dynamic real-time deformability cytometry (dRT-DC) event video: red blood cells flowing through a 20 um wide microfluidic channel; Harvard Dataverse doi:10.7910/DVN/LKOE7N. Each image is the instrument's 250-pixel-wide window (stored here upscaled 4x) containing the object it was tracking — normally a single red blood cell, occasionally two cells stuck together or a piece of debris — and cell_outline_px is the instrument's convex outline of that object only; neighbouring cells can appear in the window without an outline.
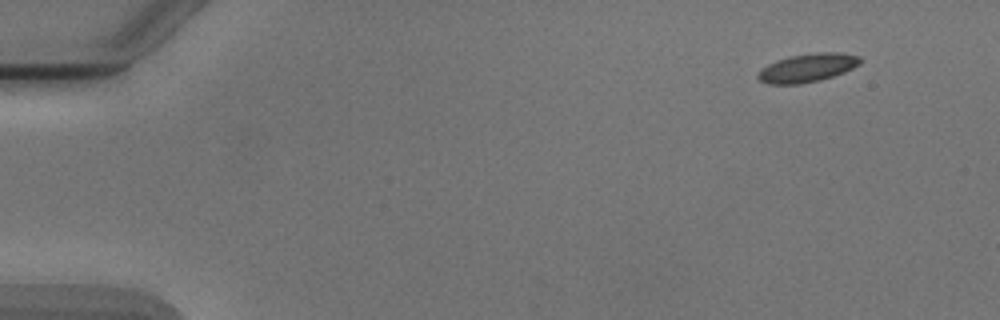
{"species": "Egyptian fruit bat (a non-hibernating species)", "species_latin": "Rousettus aegyptiacus", "temperature_condition": "cold", "stored_images_in_passage": 3, "camera_frame_rate_fps": 3000, "um_per_image_px": 0.085, "animal": {"sex": "male"}, "frame": {"image": 1, "passage_image": 1, "time_ms": 0.0, "image_size_px": [1000, 320], "cell_outline_px": [[864, 60], [860, 64], [844, 72], [820, 80], [800, 84], [768, 84], [760, 80], [756, 76], [760, 68], [776, 60], [788, 56], [816, 52], [844, 52], [860, 56]], "centroid_in_image_um": [68.65, 5.75], "position_along_channel_um": 16.4, "area_um2": 17.22}}